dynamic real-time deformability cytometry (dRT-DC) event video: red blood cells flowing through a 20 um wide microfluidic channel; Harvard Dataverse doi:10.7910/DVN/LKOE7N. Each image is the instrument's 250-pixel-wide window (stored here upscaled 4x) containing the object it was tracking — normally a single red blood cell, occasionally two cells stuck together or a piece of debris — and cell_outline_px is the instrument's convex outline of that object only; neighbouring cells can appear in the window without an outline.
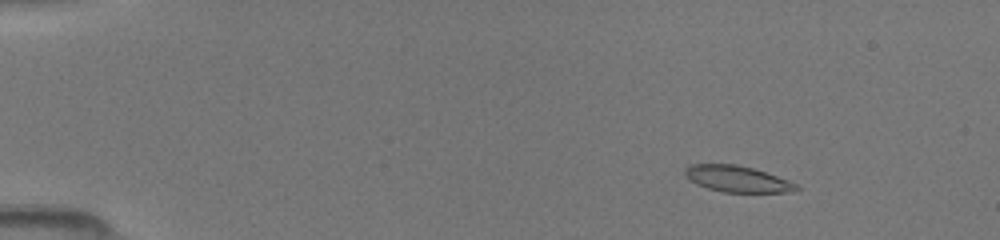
{"species": "common noctule bat (a hibernating species)", "species_latin": "Nyctalus noctula", "temperature_condition": "room temperature", "stored_images_in_passage": 50, "camera_frame_rate_fps": 3000, "um_per_image_px": 0.085, "animal": {"sex": "female", "body_mass_g": 19.5, "forearm_length_mm": 54.1}, "frame": {"image": 1, "passage_image": 7, "time_ms": 2.0, "image_size_px": [1000, 240], "cell_outline_px": [[800, 188], [792, 192], [724, 192], [708, 188], [696, 184], [688, 180], [684, 176], [684, 172], [692, 164], [736, 164], [752, 168], [788, 180], [796, 184]], "centroid_in_image_um": [62.64, 15.21], "position_along_channel_um": 22.4, "area_um2": 16.88}}
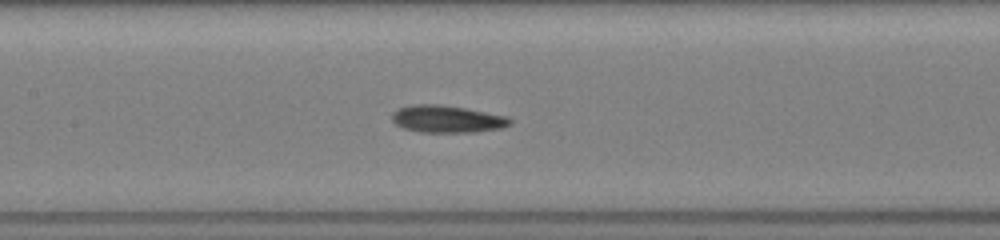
{"frame": {"image": 2, "passage_image": 25, "time_ms": 8.0, "image_size_px": [1000, 240], "cell_outline_px": [[512, 124], [504, 128], [476, 132], [420, 132], [404, 128], [396, 124], [392, 120], [392, 112], [396, 108], [412, 104], [440, 104], [464, 108], [508, 116], [512, 120]], "centroid_in_image_um": [38.01, 10.11], "position_along_channel_um": 169.4, "area_um2": 18.96}}
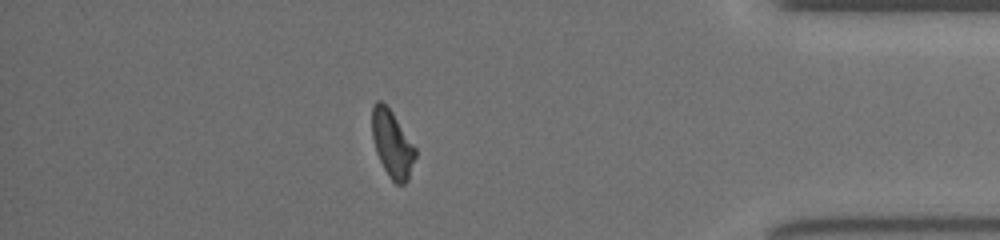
{"frame": {"image": 3, "passage_image": 44, "time_ms": 14.333, "image_size_px": [1000, 240], "cell_outline_px": [[416, 156], [408, 180], [404, 184], [396, 184], [388, 176], [376, 152], [372, 136], [372, 104], [376, 100], [380, 100], [392, 112], [416, 148]], "centroid_in_image_um": [33.33, 12.24], "position_along_channel_um": 401.9, "area_um2": 16.82}}